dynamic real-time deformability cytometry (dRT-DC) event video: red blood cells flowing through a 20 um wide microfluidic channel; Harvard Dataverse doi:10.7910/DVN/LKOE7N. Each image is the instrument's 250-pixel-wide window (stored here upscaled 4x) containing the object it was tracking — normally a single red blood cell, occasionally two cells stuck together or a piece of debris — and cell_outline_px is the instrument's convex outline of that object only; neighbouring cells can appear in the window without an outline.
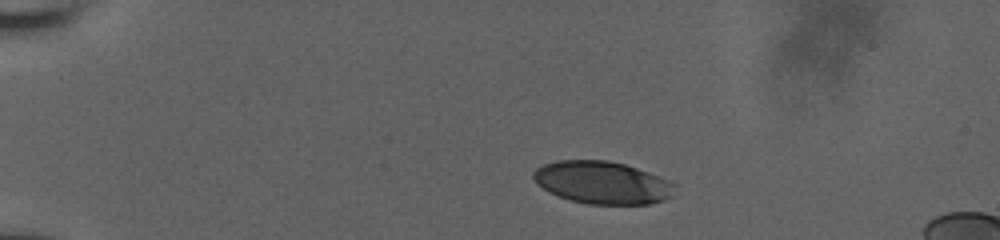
{"species": "human", "species_latin": "Homo sapiens", "temperature_condition": "room temperature", "stored_images_in_passage": 14, "camera_frame_rate_fps": 3000, "um_per_image_px": 0.085, "donor": {"sex": "male"}, "frame": {"image": 1, "passage_image": 1, "time_ms": 0.0, "image_size_px": [1000, 240], "cell_outline_px": [[676, 184], [672, 196], [664, 200], [648, 204], [588, 204], [572, 200], [548, 192], [536, 184], [532, 176], [532, 172], [536, 168], [544, 164], [556, 160], [608, 160], [624, 164], [672, 180]], "centroid_in_image_um": [51.2, 15.51], "position_along_channel_um": 33.8, "area_um2": 35.26}}